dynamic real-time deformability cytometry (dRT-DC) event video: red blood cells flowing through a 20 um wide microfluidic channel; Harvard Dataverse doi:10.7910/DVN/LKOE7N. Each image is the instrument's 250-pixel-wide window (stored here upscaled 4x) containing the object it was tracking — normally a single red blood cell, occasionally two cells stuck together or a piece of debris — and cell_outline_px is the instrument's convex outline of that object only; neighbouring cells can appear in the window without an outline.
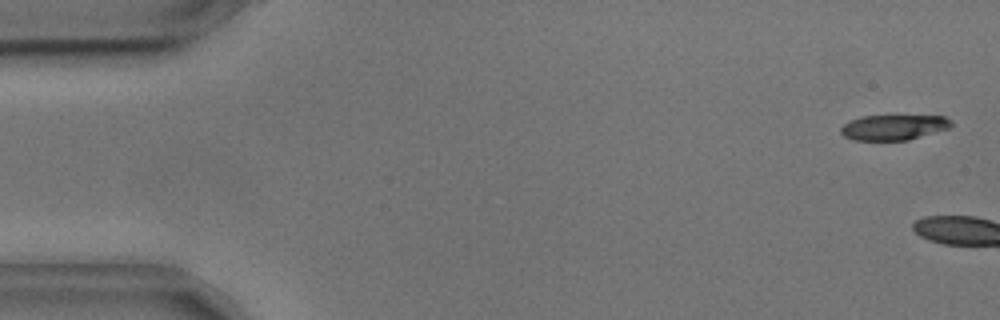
{"species": "common noctule bat (a hibernating species)", "species_latin": "Nyctalus noctula", "temperature_condition": "cold", "stored_images_in_passage": 4, "camera_frame_rate_fps": 3000, "um_per_image_px": 0.085, "animal": {"sex": "male", "body_mass_g": 17.9, "forearm_length_mm": 54.2}, "frame": {"image": 1, "passage_image": 2, "time_ms": 0.333, "image_size_px": [1000, 320], "cell_outline_px": [[952, 124], [948, 128], [908, 140], [852, 140], [844, 136], [840, 132], [840, 128], [844, 124], [860, 116], [944, 116], [952, 120]], "centroid_in_image_um": [75.93, 10.82], "position_along_channel_um": 9.1, "area_um2": 16.13}}